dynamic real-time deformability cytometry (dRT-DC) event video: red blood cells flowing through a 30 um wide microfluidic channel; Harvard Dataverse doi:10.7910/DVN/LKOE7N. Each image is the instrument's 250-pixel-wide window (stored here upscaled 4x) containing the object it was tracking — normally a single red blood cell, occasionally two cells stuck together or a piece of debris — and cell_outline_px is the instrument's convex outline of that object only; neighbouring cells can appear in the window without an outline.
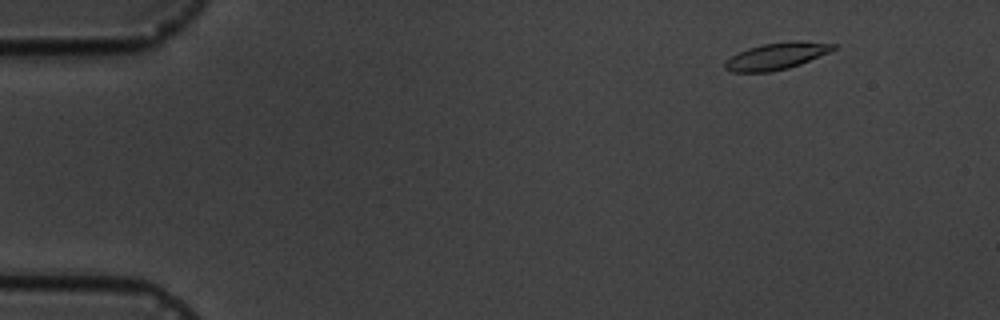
{"species": "common noctule bat (a hibernating species)", "species_latin": "Nyctalus noctula", "temperature_condition": "cold", "stored_images_in_passage": 6, "camera_frame_rate_fps": 3000, "um_per_image_px": 0.085, "animal": {"sex": "male", "body_mass_g": 19.5, "forearm_length_mm": 54.6}, "frame": {"image": 1, "passage_image": 2, "time_ms": 1.333, "image_size_px": [1000, 320], "cell_outline_px": [[840, 44], [836, 48], [828, 52], [800, 64], [788, 68], [772, 72], [732, 72], [724, 68], [724, 64], [732, 56], [748, 48], [764, 44], [796, 40]], "centroid_in_image_um": [66.04, 4.76], "position_along_channel_um": 19.0, "area_um2": 16.76}}
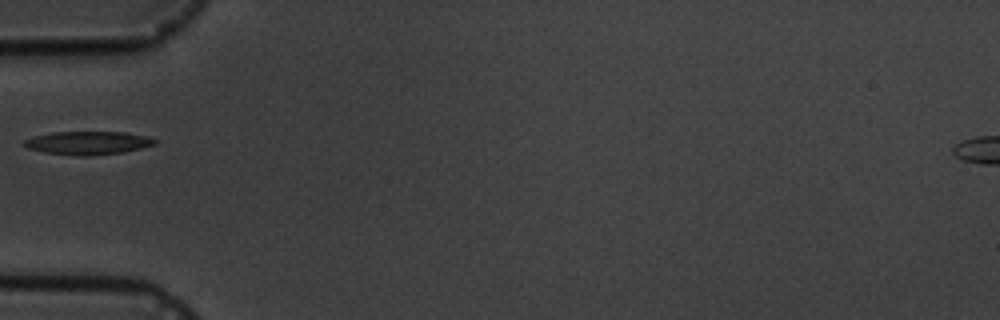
{"frame": {"image": 2, "passage_image": 5, "time_ms": 5.667, "image_size_px": [1000, 320], "cell_outline_px": [[156, 144], [140, 148], [120, 152], [44, 152], [28, 148], [24, 144], [24, 140], [36, 136], [52, 132], [124, 132], [148, 136], [156, 140]], "centroid_in_image_um": [7.52, 12.07], "position_along_channel_um": 77.5, "area_um2": 16.24}}
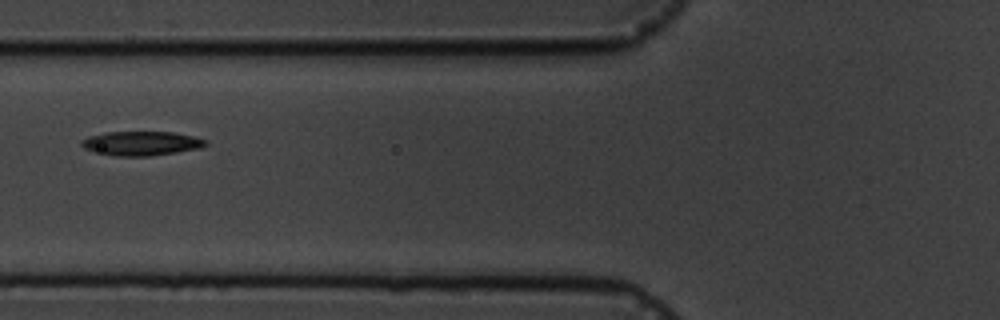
{"frame": {"image": 3, "passage_image": 6, "time_ms": 6.667, "image_size_px": [1000, 320], "cell_outline_px": [[208, 144], [200, 148], [176, 152], [148, 156], [116, 156], [92, 152], [84, 148], [80, 144], [80, 140], [88, 136], [108, 132], [172, 132], [192, 136], [208, 140]], "centroid_in_image_um": [11.98, 12.19], "position_along_channel_um": 113.8, "area_um2": 17.57}}